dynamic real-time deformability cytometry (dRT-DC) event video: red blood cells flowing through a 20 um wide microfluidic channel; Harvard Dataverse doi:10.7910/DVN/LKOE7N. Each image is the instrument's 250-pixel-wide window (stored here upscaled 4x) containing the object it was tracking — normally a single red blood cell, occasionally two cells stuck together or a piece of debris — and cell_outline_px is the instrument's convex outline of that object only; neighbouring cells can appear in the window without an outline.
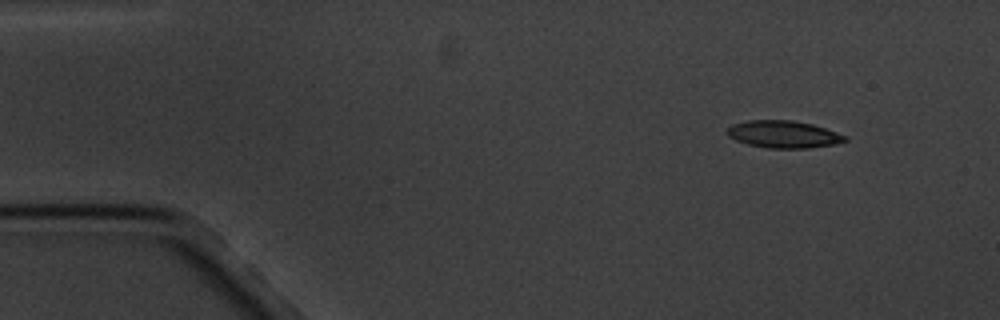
{"species": "common noctule bat (a hibernating species)", "species_latin": "Nyctalus noctula", "temperature_condition": "cold", "stored_images_in_passage": 3, "camera_frame_rate_fps": 3000, "um_per_image_px": 0.085, "animal": {"sex": "male", "body_mass_g": 20.1, "forearm_length_mm": 53.5}, "frame": {"image": 1, "passage_image": 1, "time_ms": 0.0, "image_size_px": [1000, 320], "cell_outline_px": [[848, 140], [836, 144], [808, 148], [768, 148], [748, 144], [736, 140], [728, 136], [724, 132], [732, 124], [748, 120], [792, 120], [812, 124], [848, 136]], "centroid_in_image_um": [66.59, 11.41], "position_along_channel_um": 18.4, "area_um2": 18.79}}